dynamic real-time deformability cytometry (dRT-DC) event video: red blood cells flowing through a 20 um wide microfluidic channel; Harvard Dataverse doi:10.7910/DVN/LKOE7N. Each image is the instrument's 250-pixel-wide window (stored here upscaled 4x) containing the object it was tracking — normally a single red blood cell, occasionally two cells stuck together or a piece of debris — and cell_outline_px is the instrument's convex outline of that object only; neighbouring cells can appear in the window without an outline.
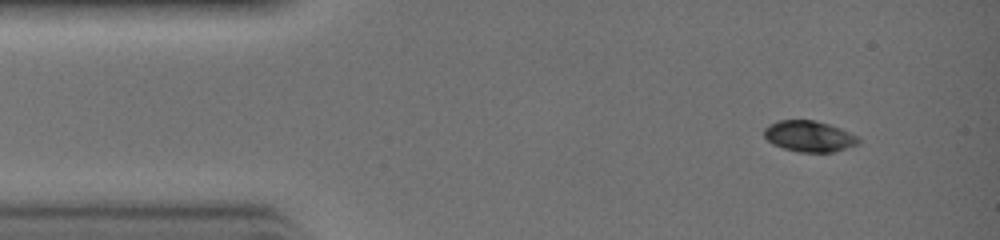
{"species": "common noctule bat (a hibernating species)", "species_latin": "Nyctalus noctula", "temperature_condition": "warm", "stored_images_in_passage": 31, "camera_frame_rate_fps": 3000, "um_per_image_px": 0.085, "animal": {"sex": "female", "body_mass_g": 19.0, "forearm_length_mm": 51.5}, "frame": {"image": 1, "passage_image": 1, "time_ms": 0.0, "image_size_px": [1000, 240], "cell_outline_px": [[860, 140], [856, 144], [832, 152], [800, 152], [784, 148], [772, 144], [764, 136], [764, 128], [768, 124], [780, 120], [816, 120], [840, 128], [856, 136]], "centroid_in_image_um": [68.73, 11.57], "position_along_channel_um": 16.3, "area_um2": 16.82}}
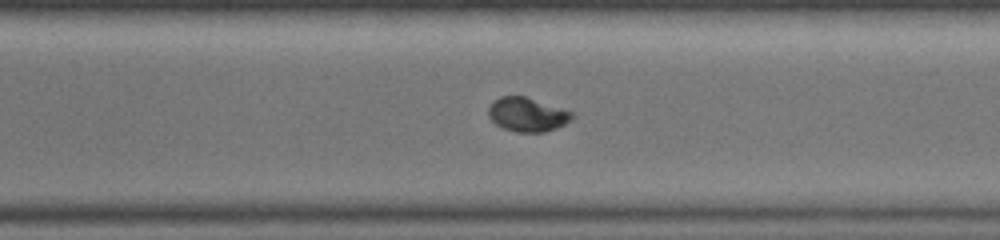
{"frame": {"image": 2, "passage_image": 20, "time_ms": 6.333, "image_size_px": [1000, 240], "cell_outline_px": [[576, 116], [572, 120], [556, 128], [544, 132], [516, 132], [504, 128], [496, 124], [488, 116], [488, 108], [492, 100], [500, 96], [524, 96], [572, 112]], "centroid_in_image_um": [44.8, 9.73], "position_along_channel_um": 325.8, "area_um2": 16.53}}
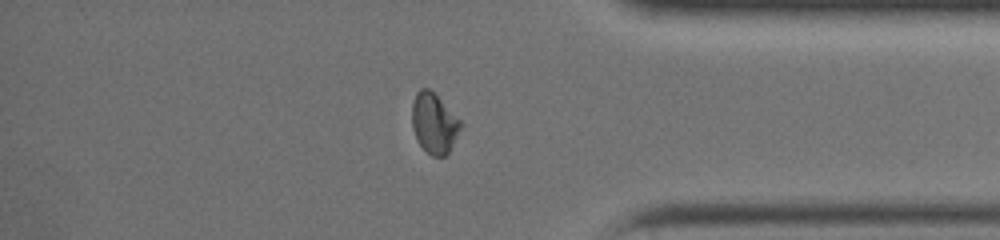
{"frame": {"image": 3, "passage_image": 24, "time_ms": 7.667, "image_size_px": [1000, 240], "cell_outline_px": [[460, 128], [448, 152], [444, 156], [432, 156], [420, 144], [412, 128], [412, 104], [416, 92], [420, 88], [428, 88], [460, 120]], "centroid_in_image_um": [36.86, 10.46], "position_along_channel_um": 398.3, "area_um2": 16.42}}